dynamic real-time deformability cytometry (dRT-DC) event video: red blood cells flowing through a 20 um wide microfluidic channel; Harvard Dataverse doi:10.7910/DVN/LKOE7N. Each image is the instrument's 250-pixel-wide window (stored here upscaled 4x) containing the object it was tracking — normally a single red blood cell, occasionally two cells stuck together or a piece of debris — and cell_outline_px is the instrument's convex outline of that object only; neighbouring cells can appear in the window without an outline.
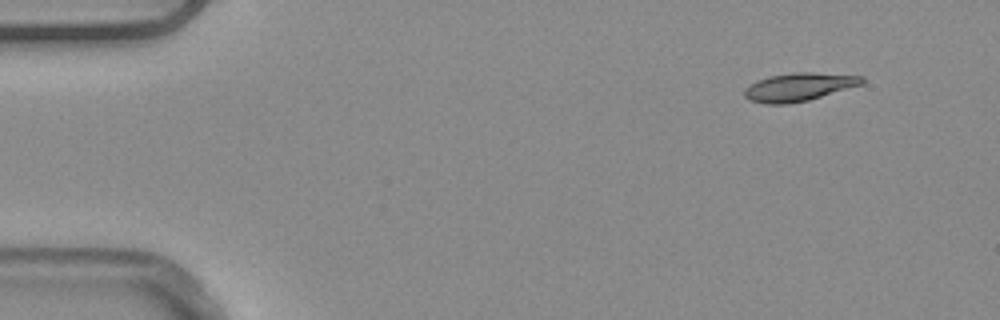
{"species": "common noctule bat (a hibernating species)", "species_latin": "Nyctalus noctula", "temperature_condition": "warm", "stored_images_in_passage": 48, "camera_frame_rate_fps": 3000, "um_per_image_px": 0.085, "animal": {"sex": "male", "body_mass_g": 20.4}, "frame": {"image": 1, "passage_image": 1, "time_ms": 0.0, "image_size_px": [1000, 320], "cell_outline_px": [[864, 84], [808, 100], [788, 104], [768, 104], [748, 100], [744, 96], [744, 88], [768, 76], [792, 72], [812, 72], [864, 76]], "centroid_in_image_um": [67.92, 7.39], "position_along_channel_um": 17.1, "area_um2": 19.31}}
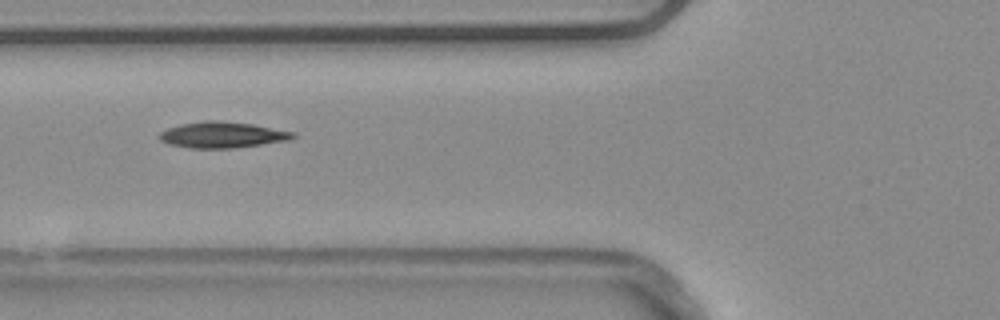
{"frame": {"image": 2, "passage_image": 16, "time_ms": 5.0, "image_size_px": [1000, 320], "cell_outline_px": [[296, 136], [292, 140], [232, 148], [188, 148], [168, 144], [160, 140], [156, 136], [160, 132], [168, 128], [180, 124], [204, 120], [220, 120], [252, 124], [296, 132]], "centroid_in_image_um": [18.89, 11.46], "position_along_channel_um": 106.9, "area_um2": 20.52}}
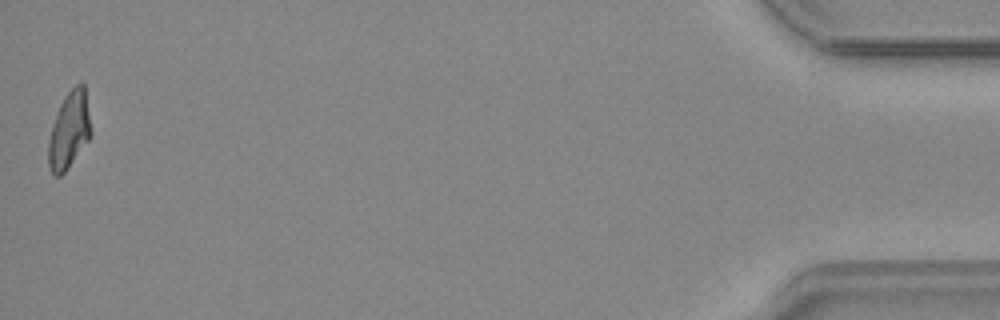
{"frame": {"image": 3, "passage_image": 48, "time_ms": 15.667, "image_size_px": [1000, 320], "cell_outline_px": [[92, 136], [64, 172], [60, 176], [52, 176], [48, 164], [48, 140], [60, 104], [64, 96], [76, 84], [84, 84], [92, 128]], "centroid_in_image_um": [5.89, 11.09], "position_along_channel_um": 429.3, "area_um2": 19.02}, "authors_computed_cell_mechanics": {"area_um2": 19.2763, "velocity_mm_per_s": 3.8905, "shape_relaxation_time_tau1_ms": 7.756, "shape_relaxation_time_tau2_ms": 2.1782, "deformation_change_tau1": 0.1941, "deformation_change_tau2": 0.0908}}